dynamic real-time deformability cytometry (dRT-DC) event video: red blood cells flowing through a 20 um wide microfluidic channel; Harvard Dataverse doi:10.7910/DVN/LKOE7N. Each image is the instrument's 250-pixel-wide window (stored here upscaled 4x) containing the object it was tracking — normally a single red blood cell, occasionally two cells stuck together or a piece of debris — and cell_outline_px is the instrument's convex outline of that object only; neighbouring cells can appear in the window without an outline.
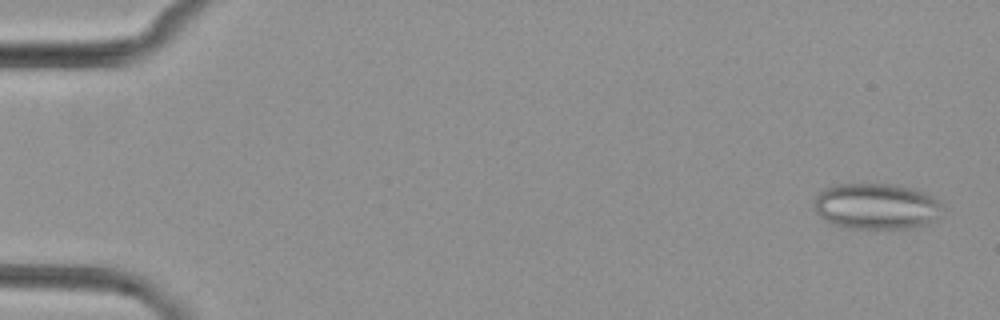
{"species": "common noctule bat (a hibernating species)", "species_latin": "Nyctalus noctula", "temperature_condition": "cold", "stored_images_in_passage": 4, "camera_frame_rate_fps": 3000, "um_per_image_px": 0.085, "animal": {"sex": "female", "body_mass_g": 29.2, "forearm_length_mm": 56.3}, "frame": {"image": 1, "passage_image": 1, "time_ms": 0.0, "image_size_px": [1000, 320], "cell_outline_px": [[944, 208], [936, 216], [920, 224], [908, 228], [844, 228], [828, 224], [816, 212], [816, 192], [832, 184], [892, 184], [912, 188], [924, 192], [940, 200]], "centroid_in_image_um": [74.42, 17.51], "position_along_channel_um": 10.6, "area_um2": 34.33}}